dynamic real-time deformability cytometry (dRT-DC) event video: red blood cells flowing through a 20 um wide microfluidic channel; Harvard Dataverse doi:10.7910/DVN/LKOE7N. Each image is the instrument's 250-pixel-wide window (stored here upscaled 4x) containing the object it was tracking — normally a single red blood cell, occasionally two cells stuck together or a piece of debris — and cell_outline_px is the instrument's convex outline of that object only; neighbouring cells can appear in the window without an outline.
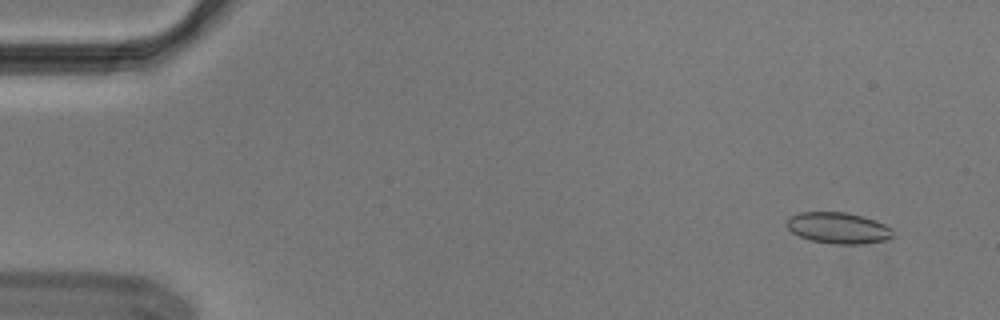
{"species": "Egyptian fruit bat (a non-hibernating species)", "species_latin": "Rousettus aegyptiacus", "temperature_condition": "cold", "stored_images_in_passage": 51, "segment_of_instrument_passage": [1, 2], "camera_frame_rate_fps": 3000, "um_per_image_px": 0.085, "animal": {"sex": "male"}, "frame": {"image": 1, "passage_image": 1, "time_ms": 0.0, "image_size_px": [1000, 320], "cell_outline_px": [[896, 236], [888, 240], [864, 244], [832, 244], [812, 240], [800, 236], [792, 232], [788, 228], [788, 216], [800, 212], [848, 212], [864, 216], [876, 220], [892, 228]], "centroid_in_image_um": [71.32, 19.38], "position_along_channel_um": 13.7, "area_um2": 19.59}}
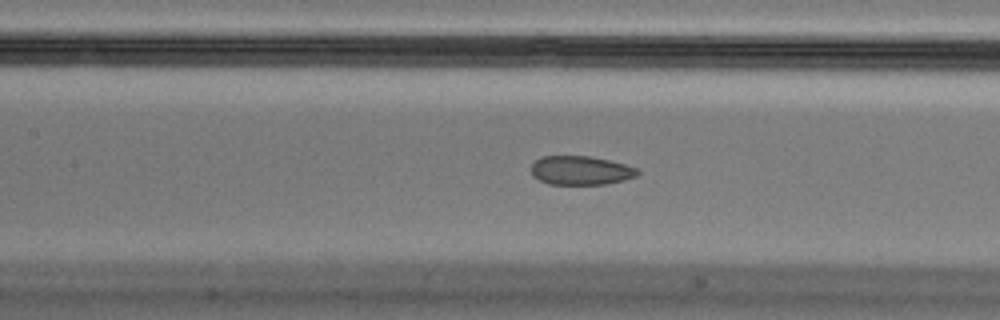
{"frame": {"image": 2, "passage_image": 22, "time_ms": 7.0, "image_size_px": [1000, 320], "cell_outline_px": [[640, 172], [636, 176], [624, 180], [604, 184], [548, 184], [532, 176], [532, 164], [536, 160], [544, 156], [588, 156], [608, 160], [640, 168]], "centroid_in_image_um": [49.38, 14.49], "position_along_channel_um": 158.0, "area_um2": 17.86}}
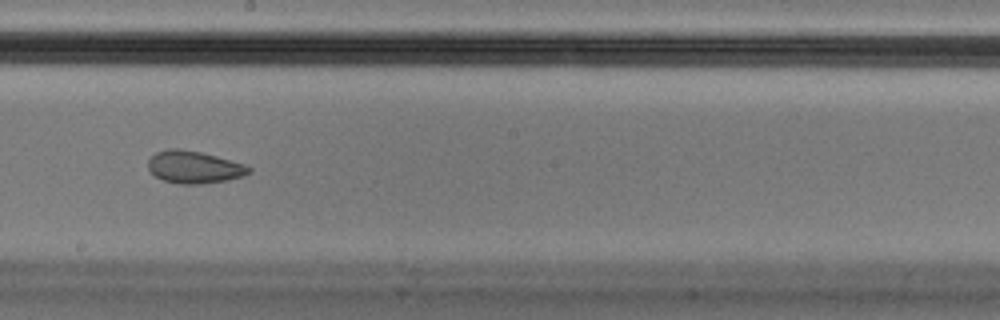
{"frame": {"image": 3, "passage_image": 28, "time_ms": 9.0, "image_size_px": [1000, 320], "cell_outline_px": [[252, 172], [244, 176], [228, 180], [200, 184], [180, 184], [164, 180], [156, 176], [148, 168], [148, 160], [156, 152], [168, 148], [180, 148], [200, 152], [248, 164], [252, 168]], "centroid_in_image_um": [16.55, 14.2], "position_along_channel_um": 231.6, "area_um2": 19.19}}